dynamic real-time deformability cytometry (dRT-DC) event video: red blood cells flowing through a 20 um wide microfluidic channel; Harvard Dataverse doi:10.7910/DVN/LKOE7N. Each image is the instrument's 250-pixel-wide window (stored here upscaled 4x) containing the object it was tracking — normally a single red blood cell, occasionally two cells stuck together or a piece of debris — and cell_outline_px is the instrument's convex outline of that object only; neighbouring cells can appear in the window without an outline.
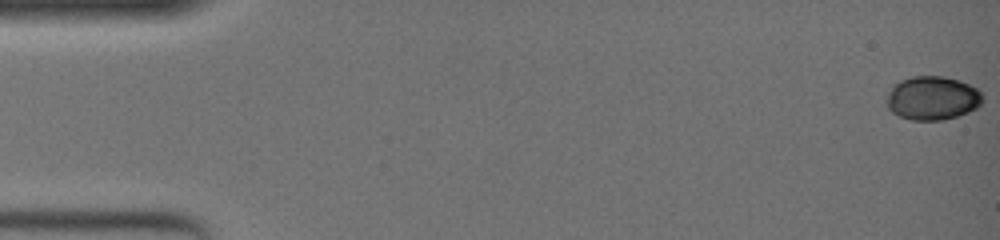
{"species": "common noctule bat (a hibernating species)", "species_latin": "Nyctalus noctula", "temperature_condition": "warm", "stored_images_in_passage": 52, "camera_frame_rate_fps": 3000, "um_per_image_px": 0.085, "animal": {"sex": "female", "body_mass_g": 19.0, "forearm_length_mm": 51.5}, "frame": {"image": 1, "passage_image": 1, "time_ms": 0.0, "image_size_px": [1000, 240], "cell_outline_px": [[984, 100], [976, 108], [968, 112], [944, 120], [912, 120], [900, 116], [892, 112], [888, 108], [888, 92], [892, 84], [900, 80], [912, 76], [944, 76], [960, 80], [976, 88], [984, 96]], "centroid_in_image_um": [79.26, 8.32], "position_along_channel_um": 5.7, "area_um2": 24.57}}
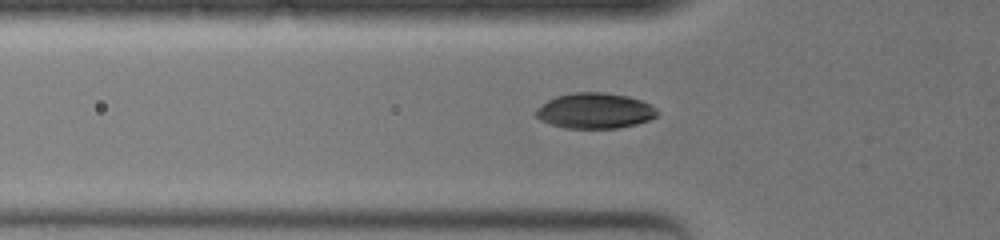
{"frame": {"image": 2, "passage_image": 19, "time_ms": 6.0, "image_size_px": [1000, 240], "cell_outline_px": [[660, 112], [656, 116], [648, 120], [636, 124], [616, 128], [564, 128], [540, 120], [536, 116], [536, 112], [548, 100], [556, 96], [572, 92], [604, 92], [628, 96], [640, 100], [656, 108]], "centroid_in_image_um": [50.59, 9.41], "position_along_channel_um": 75.2, "area_um2": 24.91}}
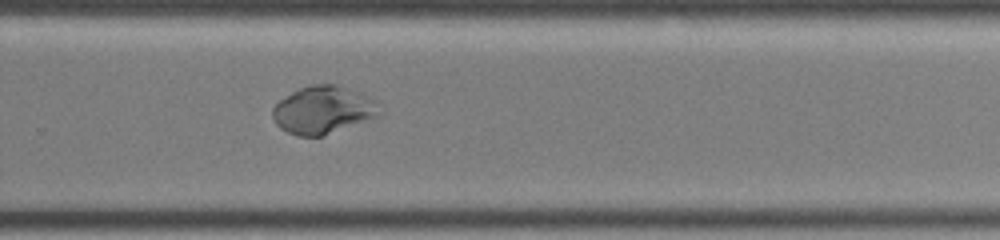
{"frame": {"image": 3, "passage_image": 37, "time_ms": 12.0, "image_size_px": [1000, 240], "cell_outline_px": [[384, 112], [380, 116], [320, 136], [296, 136], [280, 128], [276, 124], [272, 116], [272, 108], [280, 100], [292, 92], [300, 88], [312, 84], [336, 84], [364, 92], [376, 100]], "centroid_in_image_um": [27.52, 9.32], "position_along_channel_um": 302.3, "area_um2": 30.06}}